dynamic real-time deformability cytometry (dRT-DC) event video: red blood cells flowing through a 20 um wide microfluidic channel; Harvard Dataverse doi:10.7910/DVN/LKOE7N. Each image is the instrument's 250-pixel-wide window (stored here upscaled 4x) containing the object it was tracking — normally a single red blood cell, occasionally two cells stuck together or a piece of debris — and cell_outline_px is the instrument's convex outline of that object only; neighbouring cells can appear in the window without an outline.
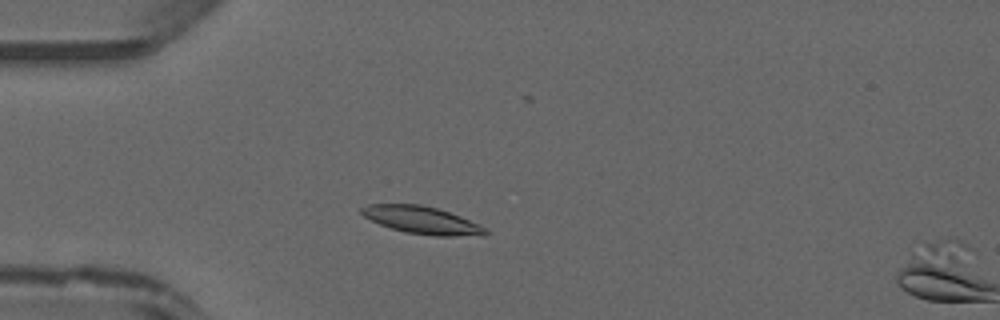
{"species": "common noctule bat (a hibernating species)", "species_latin": "Nyctalus noctula", "temperature_condition": "warm", "stored_images_in_passage": 3, "camera_frame_rate_fps": 3000, "um_per_image_px": 0.085, "animal": {"sex": "male", "forearm_length_mm": 52.5}, "frame": {"image": 1, "passage_image": 2, "time_ms": 0.333, "image_size_px": [1000, 320], "cell_outline_px": [[488, 232], [484, 236], [436, 236], [404, 232], [380, 224], [364, 216], [360, 212], [360, 208], [368, 204], [420, 204], [436, 208], [460, 216], [480, 224], [488, 228]], "centroid_in_image_um": [35.91, 18.72], "position_along_channel_um": 49.1, "area_um2": 19.88}}